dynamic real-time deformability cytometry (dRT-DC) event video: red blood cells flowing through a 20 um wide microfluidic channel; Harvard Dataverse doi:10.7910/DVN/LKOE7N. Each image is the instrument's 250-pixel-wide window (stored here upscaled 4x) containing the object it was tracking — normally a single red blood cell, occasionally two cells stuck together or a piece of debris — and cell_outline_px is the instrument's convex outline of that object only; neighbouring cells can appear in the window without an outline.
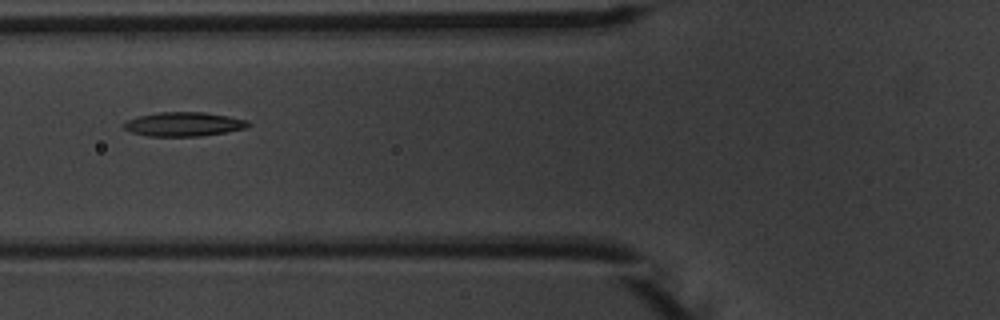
{"species": "common noctule bat (a hibernating species)", "species_latin": "Nyctalus noctula", "temperature_condition": "warm", "stored_images_in_passage": 4, "camera_frame_rate_fps": 3000, "um_per_image_px": 0.085, "animal": {"sex": "male", "body_mass_g": 20.1, "forearm_length_mm": 53.5}, "frame": {"image": 1, "passage_image": 2, "time_ms": 1.333, "image_size_px": [1000, 320], "cell_outline_px": [[252, 124], [248, 128], [200, 136], [148, 136], [132, 132], [124, 128], [120, 124], [128, 120], [140, 116], [160, 112], [204, 112], [228, 116], [248, 120]], "centroid_in_image_um": [15.64, 10.55], "position_along_channel_um": 110.2, "area_um2": 17.46}}
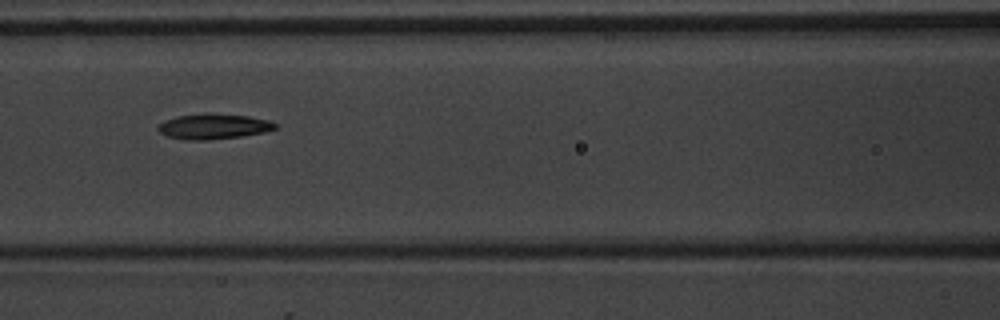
{"frame": {"image": 2, "passage_image": 3, "time_ms": 2.333, "image_size_px": [1000, 320], "cell_outline_px": [[280, 124], [276, 128], [264, 132], [240, 136], [208, 140], [184, 140], [168, 136], [160, 132], [156, 128], [156, 124], [164, 120], [176, 116], [204, 112], [208, 112], [248, 116], [268, 120]], "centroid_in_image_um": [18.11, 10.73], "position_along_channel_um": 148.5, "area_um2": 17.63}}
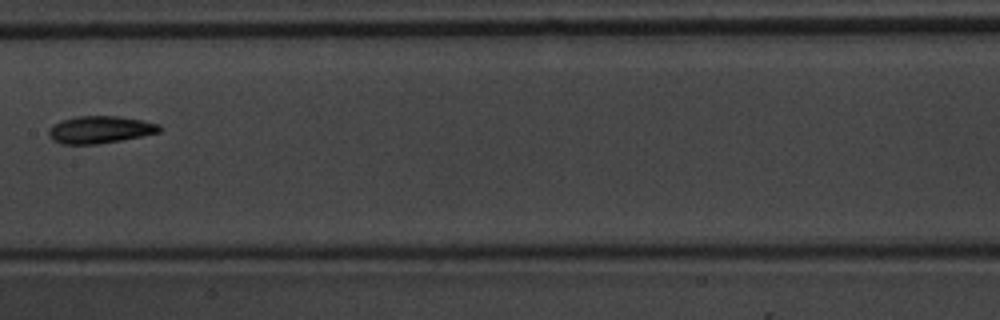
{"frame": {"image": 3, "passage_image": 4, "time_ms": 3.667, "image_size_px": [1000, 320], "cell_outline_px": [[164, 128], [160, 132], [120, 140], [96, 144], [60, 144], [52, 140], [48, 136], [48, 128], [52, 124], [60, 120], [76, 116], [120, 116], [160, 124]], "centroid_in_image_um": [8.46, 11.01], "position_along_channel_um": 198.9, "area_um2": 17.8}}